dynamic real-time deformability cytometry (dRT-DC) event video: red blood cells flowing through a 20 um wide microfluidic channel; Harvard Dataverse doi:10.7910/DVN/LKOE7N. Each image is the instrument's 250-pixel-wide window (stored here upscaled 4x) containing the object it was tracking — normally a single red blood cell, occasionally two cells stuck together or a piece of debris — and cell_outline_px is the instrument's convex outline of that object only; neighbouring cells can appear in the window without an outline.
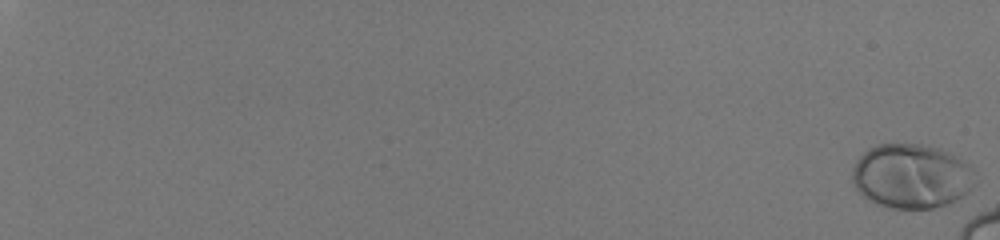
{"species": "human", "species_latin": "Homo sapiens", "temperature_condition": "room temperature", "stored_images_in_passage": 53, "camera_frame_rate_fps": 3000, "um_per_image_px": 0.085, "donor": {"sex": "male"}, "frame": {"image": 1, "passage_image": 1, "time_ms": 0.0, "image_size_px": [1000, 240], "cell_outline_px": [[976, 184], [968, 192], [956, 200], [948, 204], [932, 208], [892, 208], [876, 204], [868, 200], [856, 188], [852, 180], [852, 168], [856, 160], [868, 148], [876, 144], [920, 144], [940, 148], [956, 156], [968, 164], [976, 172]], "centroid_in_image_um": [77.49, 14.97], "position_along_channel_um": 7.5, "area_um2": 46.53}}
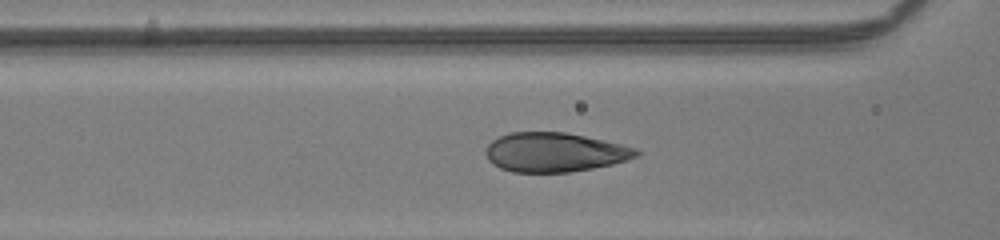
{"frame": {"image": 2, "passage_image": 31, "time_ms": 10.0, "image_size_px": [1000, 240], "cell_outline_px": [[644, 152], [636, 156], [612, 164], [592, 168], [568, 172], [512, 172], [500, 168], [492, 164], [488, 160], [484, 152], [488, 144], [492, 140], [508, 132], [564, 132], [604, 140], [636, 148]], "centroid_in_image_um": [47.11, 12.94], "position_along_channel_um": 119.5, "area_um2": 34.45}}
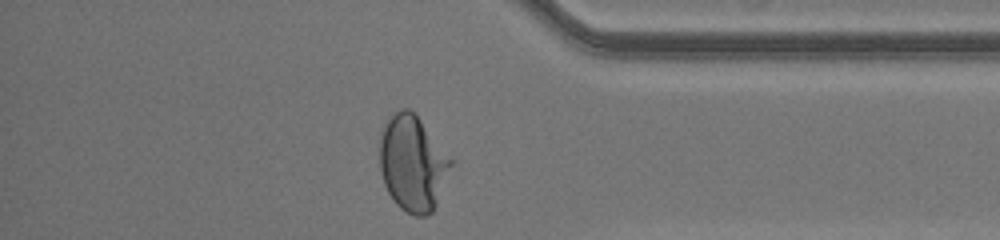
{"frame": {"image": 3, "passage_image": 52, "time_ms": 17.0, "image_size_px": [1000, 240], "cell_outline_px": [[456, 160], [436, 204], [432, 212], [424, 216], [416, 216], [400, 208], [392, 200], [384, 184], [380, 172], [380, 128], [384, 120], [388, 116], [400, 108], [408, 108], [420, 120]], "centroid_in_image_um": [35.09, 13.85], "position_along_channel_um": 400.1, "area_um2": 40.46}, "authors_computed_cell_mechanics": {"area_um2": 37.3388, "velocity_mm_per_s": 4.1065, "shape_relaxation_time_tau1_ms": 3.7067, "shape_relaxation_time_tau2_ms": null, "deformation_change_tau1": 0.1851, "deformation_change_tau2": null}}